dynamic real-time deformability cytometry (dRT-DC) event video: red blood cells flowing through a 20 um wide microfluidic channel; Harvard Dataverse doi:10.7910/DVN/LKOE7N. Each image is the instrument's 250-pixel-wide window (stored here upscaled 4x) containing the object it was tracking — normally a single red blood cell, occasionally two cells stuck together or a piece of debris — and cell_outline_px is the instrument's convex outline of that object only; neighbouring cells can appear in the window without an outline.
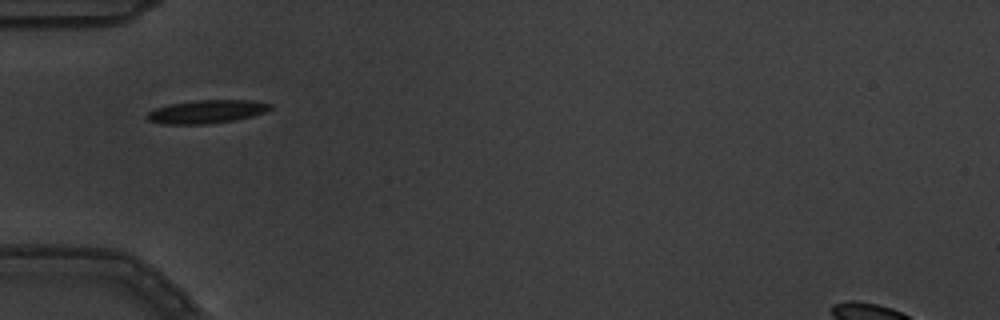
{"species": "common noctule bat (a hibernating species)", "species_latin": "Nyctalus noctula", "temperature_condition": "warm", "stored_images_in_passage": 8, "camera_frame_rate_fps": 3000, "um_per_image_px": 0.085, "animal": {"sex": "male", "body_mass_g": 19.5, "forearm_length_mm": 54.6}, "frame": {"image": 1, "passage_image": 6, "time_ms": 1.667, "image_size_px": [1000, 320], "cell_outline_px": [[272, 108], [264, 112], [252, 116], [236, 120], [208, 124], [160, 124], [148, 120], [144, 116], [148, 112], [156, 108], [168, 104], [196, 100], [252, 100], [272, 104]], "centroid_in_image_um": [17.54, 9.49], "position_along_channel_um": 67.5, "area_um2": 16.88}}